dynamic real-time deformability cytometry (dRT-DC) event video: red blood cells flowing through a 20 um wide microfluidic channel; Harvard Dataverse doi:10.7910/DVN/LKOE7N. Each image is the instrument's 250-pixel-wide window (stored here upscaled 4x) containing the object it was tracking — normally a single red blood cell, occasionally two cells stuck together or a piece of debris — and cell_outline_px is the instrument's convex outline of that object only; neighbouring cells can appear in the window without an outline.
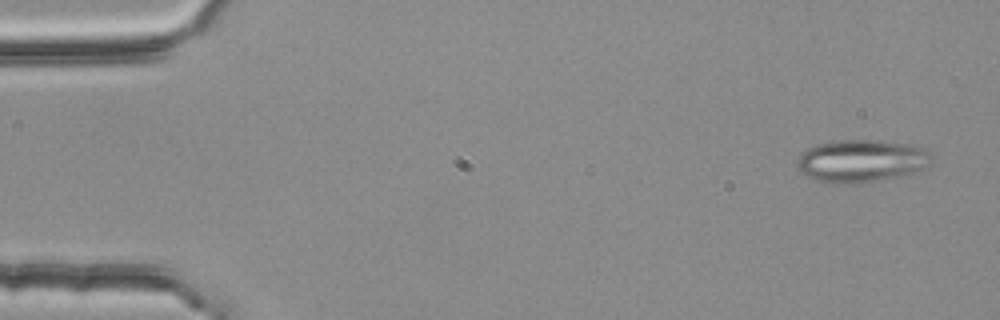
{"species": "common noctule bat (a hibernating species)", "species_latin": "Nyctalus noctula", "temperature_condition": "room temperature", "stored_images_in_passage": 3, "camera_frame_rate_fps": 3000, "um_per_image_px": 0.085, "animal": {"sex": "female", "body_mass_g": 25.1}, "frame": {"image": 1, "passage_image": 1, "time_ms": 0.0, "image_size_px": [1000, 320], "cell_outline_px": [[932, 164], [916, 172], [876, 180], [852, 184], [836, 184], [820, 180], [808, 176], [796, 168], [796, 160], [808, 148], [816, 144], [836, 140], [876, 140], [912, 144], [924, 148], [932, 156]], "centroid_in_image_um": [73.24, 13.66], "position_along_channel_um": 11.8, "area_um2": 33.35}}